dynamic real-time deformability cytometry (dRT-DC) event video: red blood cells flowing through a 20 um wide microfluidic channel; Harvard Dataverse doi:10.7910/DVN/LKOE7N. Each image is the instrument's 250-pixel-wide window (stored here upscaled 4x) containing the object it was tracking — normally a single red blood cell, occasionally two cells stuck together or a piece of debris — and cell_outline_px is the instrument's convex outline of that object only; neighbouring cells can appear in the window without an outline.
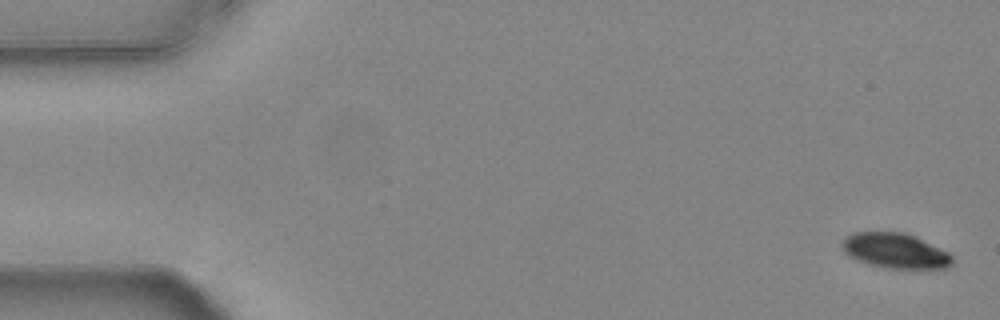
{"species": "common noctule bat (a hibernating species)", "species_latin": "Nyctalus noctula", "temperature_condition": "warm", "stored_images_in_passage": 17, "camera_frame_rate_fps": 3000, "um_per_image_px": 0.085, "animal": {"sex": "female", "body_mass_g": 24.6, "forearm_length_mm": 56.2}, "frame": {"image": 1, "passage_image": 1, "time_ms": 0.0, "image_size_px": [1000, 320], "cell_outline_px": [[952, 264], [948, 268], [888, 268], [872, 264], [848, 256], [840, 248], [840, 244], [848, 236], [856, 232], [904, 232], [916, 236], [948, 252], [952, 256]], "centroid_in_image_um": [76.1, 21.3], "position_along_channel_um": 8.9, "area_um2": 22.37}}
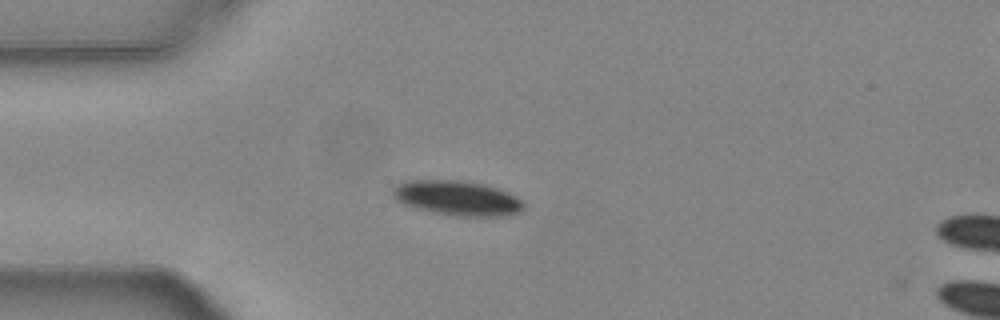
{"frame": {"image": 2, "passage_image": 14, "time_ms": 4.333, "image_size_px": [1000, 320], "cell_outline_px": [[524, 208], [520, 212], [508, 216], [456, 216], [432, 212], [416, 208], [404, 204], [396, 200], [392, 196], [392, 188], [396, 184], [408, 180], [456, 180], [484, 184], [496, 188], [516, 196], [524, 204]], "centroid_in_image_um": [38.84, 16.84], "position_along_channel_um": 46.2, "area_um2": 26.59}}